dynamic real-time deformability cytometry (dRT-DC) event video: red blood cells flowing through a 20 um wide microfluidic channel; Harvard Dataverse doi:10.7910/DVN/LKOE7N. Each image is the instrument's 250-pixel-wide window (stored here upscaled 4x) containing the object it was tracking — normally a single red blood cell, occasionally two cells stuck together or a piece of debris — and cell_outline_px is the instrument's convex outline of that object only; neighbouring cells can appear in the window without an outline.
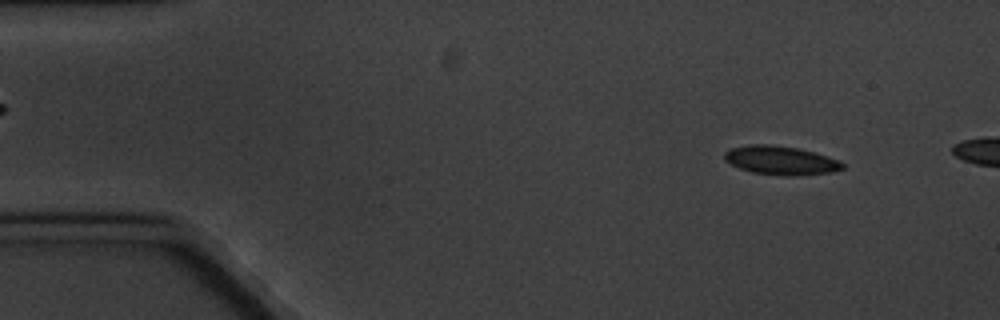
{"species": "common noctule bat (a hibernating species)", "species_latin": "Nyctalus noctula", "temperature_condition": "cold", "stored_images_in_passage": 3, "camera_frame_rate_fps": 3000, "um_per_image_px": 0.085, "animal": {"sex": "male", "body_mass_g": 20.1, "forearm_length_mm": 53.5}, "frame": {"image": 1, "passage_image": 1, "time_ms": 0.0, "image_size_px": [1000, 320], "cell_outline_px": [[844, 168], [832, 172], [796, 176], [784, 176], [752, 172], [740, 168], [724, 160], [724, 152], [732, 148], [748, 144], [772, 144], [800, 148], [828, 156], [840, 160], [844, 164]], "centroid_in_image_um": [66.39, 13.62], "position_along_channel_um": 18.6, "area_um2": 20.0}}